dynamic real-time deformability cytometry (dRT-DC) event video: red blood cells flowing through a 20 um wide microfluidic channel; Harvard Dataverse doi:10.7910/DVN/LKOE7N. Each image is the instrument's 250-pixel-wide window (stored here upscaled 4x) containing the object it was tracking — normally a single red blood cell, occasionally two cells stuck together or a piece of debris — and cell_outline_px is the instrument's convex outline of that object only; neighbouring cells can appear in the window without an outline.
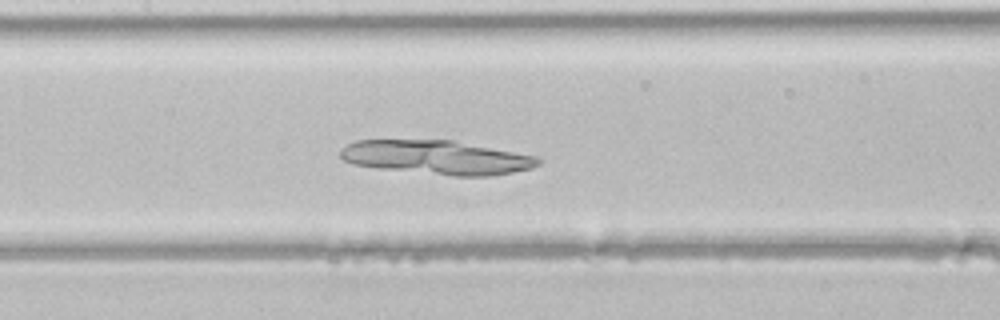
{"species": "common noctule bat (a hibernating species)", "species_latin": "Nyctalus noctula", "temperature_condition": "room temperature", "stored_images_in_passage": 32, "camera_frame_rate_fps": 3000, "um_per_image_px": 0.085, "animal": {"sex": "male", "body_mass_g": 21.5, "forearm_length_mm": 52.0}, "frame": {"image": 1, "passage_image": 8, "time_ms": 2.333, "image_size_px": [1000, 320], "cell_outline_px": [[540, 164], [532, 168], [512, 172], [488, 176], [456, 176], [376, 168], [352, 164], [344, 160], [340, 156], [340, 152], [348, 144], [356, 140], [452, 140], [536, 156], [540, 160]], "centroid_in_image_um": [37.11, 13.38], "position_along_channel_um": 170.3, "area_um2": 38.9}}
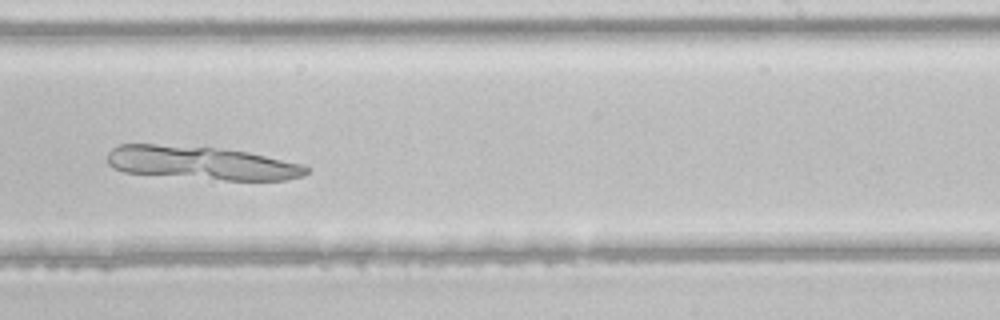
{"frame": {"image": 2, "passage_image": 15, "time_ms": 4.667, "image_size_px": [1000, 320], "cell_outline_px": [[308, 172], [304, 176], [288, 180], [224, 180], [124, 172], [108, 164], [108, 152], [112, 148], [120, 144], [156, 144], [212, 148], [248, 152], [304, 164], [308, 168]], "centroid_in_image_um": [17.17, 13.86], "position_along_channel_um": 271.8, "area_um2": 38.38}}
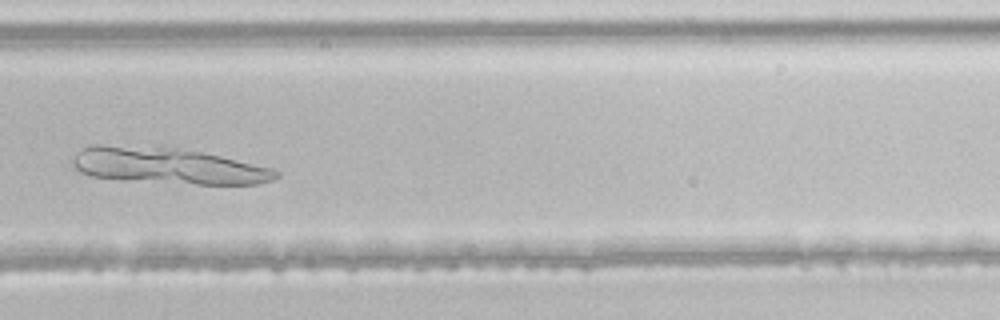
{"frame": {"image": 3, "passage_image": 18, "time_ms": 5.667, "image_size_px": [1000, 320], "cell_outline_px": [[280, 176], [272, 180], [256, 184], [196, 184], [92, 176], [80, 172], [72, 168], [72, 160], [76, 152], [92, 144], [100, 144], [200, 152], [220, 156], [272, 168], [280, 172]], "centroid_in_image_um": [14.27, 14.11], "position_along_channel_um": 315.5, "area_um2": 41.44}}